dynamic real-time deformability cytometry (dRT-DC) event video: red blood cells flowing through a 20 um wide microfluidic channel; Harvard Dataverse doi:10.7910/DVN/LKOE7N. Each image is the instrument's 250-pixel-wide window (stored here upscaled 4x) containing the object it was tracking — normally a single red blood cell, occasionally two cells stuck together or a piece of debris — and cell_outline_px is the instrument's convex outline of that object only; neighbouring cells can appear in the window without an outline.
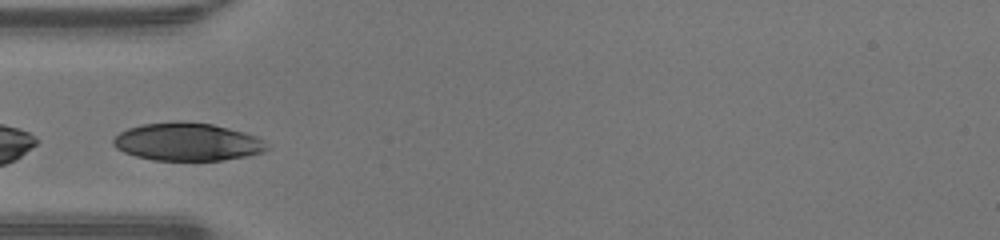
{"species": "human", "species_latin": "Homo sapiens", "temperature_condition": "warm", "stored_images_in_passage": 22, "camera_frame_rate_fps": 3000, "um_per_image_px": 0.085, "donor": {"sex": "male"}, "frame": {"image": 1, "passage_image": 1, "time_ms": 0.0, "image_size_px": [1000, 240], "cell_outline_px": [[268, 148], [264, 152], [248, 156], [224, 160], [152, 160], [136, 156], [124, 152], [116, 148], [112, 144], [112, 140], [120, 132], [128, 128], [140, 124], [176, 120], [180, 120], [212, 124], [244, 132], [256, 136]], "centroid_in_image_um": [15.88, 12.05], "position_along_channel_um": 69.1, "area_um2": 34.04}}
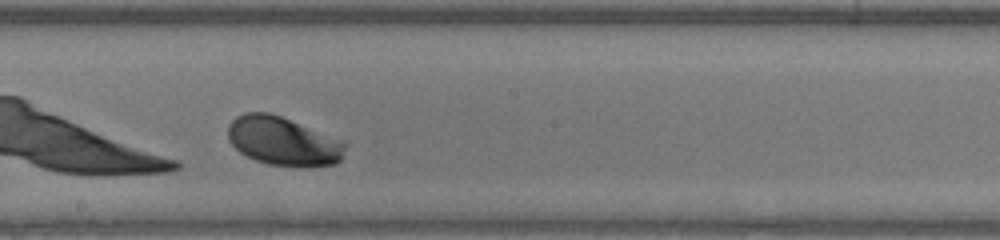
{"frame": {"image": 2, "passage_image": 12, "time_ms": 3.667, "image_size_px": [1000, 240], "cell_outline_px": [[348, 144], [340, 160], [336, 164], [308, 168], [268, 164], [256, 160], [240, 152], [228, 140], [228, 124], [236, 116], [244, 112], [268, 112], [280, 116]], "centroid_in_image_um": [24.04, 12.02], "position_along_channel_um": 224.2, "area_um2": 33.06}}
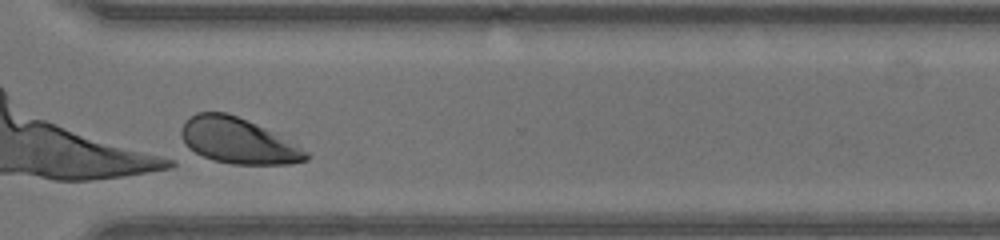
{"frame": {"image": 3, "passage_image": 21, "time_ms": 6.667, "image_size_px": [1000, 240], "cell_outline_px": [[312, 156], [308, 160], [288, 164], [232, 164], [212, 160], [188, 148], [180, 136], [180, 128], [184, 120], [188, 116], [196, 112], [224, 112], [236, 116], [264, 128], [312, 152]], "centroid_in_image_um": [20.22, 11.97], "position_along_channel_um": 350.4, "area_um2": 33.29}, "authors_computed_cell_mechanics": {"area_um2": 33.2061, "velocity_mm_per_s": 4.2106, "shape_relaxation_time_tau1_ms": 0.6819, "shape_relaxation_time_tau2_ms": null, "deformation_change_tau1": 0.082, "deformation_change_tau2": null}}